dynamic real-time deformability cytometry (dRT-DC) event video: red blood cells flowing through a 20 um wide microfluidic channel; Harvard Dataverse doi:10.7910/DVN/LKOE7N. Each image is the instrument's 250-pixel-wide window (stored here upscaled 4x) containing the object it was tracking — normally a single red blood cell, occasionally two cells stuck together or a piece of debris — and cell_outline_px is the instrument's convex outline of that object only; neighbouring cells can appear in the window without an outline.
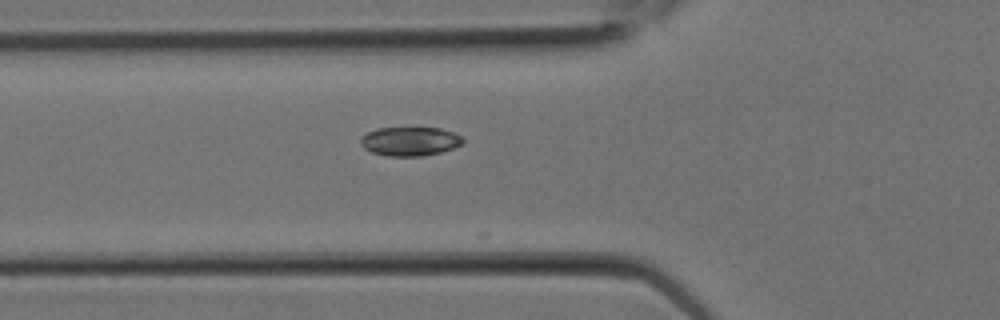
{"species": "Egyptian fruit bat (a non-hibernating species)", "species_latin": "Rousettus aegyptiacus", "temperature_condition": "room temperature", "stored_images_in_passage": 3, "camera_frame_rate_fps": 3000, "um_per_image_px": 0.085, "animal": {"sex": "female"}, "frame": {"image": 1, "passage_image": 3, "time_ms": 0.667, "image_size_px": [1000, 320], "cell_outline_px": [[464, 144], [440, 152], [424, 156], [388, 156], [372, 152], [364, 148], [360, 144], [360, 136], [376, 128], [412, 124], [440, 128], [452, 132], [460, 136], [464, 140]], "centroid_in_image_um": [34.82, 11.95], "position_along_channel_um": 91.0, "area_um2": 18.21}}